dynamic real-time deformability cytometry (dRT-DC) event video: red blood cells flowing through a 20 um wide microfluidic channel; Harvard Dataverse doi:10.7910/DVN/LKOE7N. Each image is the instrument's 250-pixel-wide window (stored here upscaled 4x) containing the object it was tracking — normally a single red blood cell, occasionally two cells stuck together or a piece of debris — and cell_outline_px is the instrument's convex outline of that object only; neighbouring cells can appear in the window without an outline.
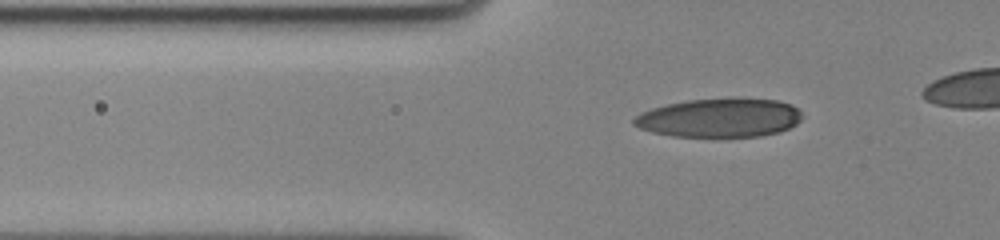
{"species": "human", "species_latin": "Homo sapiens", "temperature_condition": "cold", "stored_images_in_passage": 51, "camera_frame_rate_fps": 3000, "um_per_image_px": 0.085, "donor": {"sex": "female"}, "frame": {"image": 1, "passage_image": 17, "time_ms": 5.333, "image_size_px": [1000, 240], "cell_outline_px": [[804, 116], [796, 124], [780, 132], [760, 136], [672, 136], [652, 132], [640, 128], [632, 124], [632, 120], [640, 112], [652, 108], [668, 104], [688, 100], [776, 100], [792, 104]], "centroid_in_image_um": [61.14, 10.04], "position_along_channel_um": 64.7, "area_um2": 37.34}}
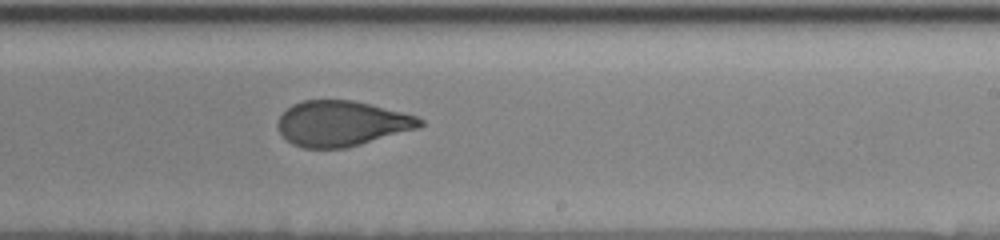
{"frame": {"image": 2, "passage_image": 35, "time_ms": 11.333, "image_size_px": [1000, 240], "cell_outline_px": [[424, 124], [420, 128], [360, 144], [344, 148], [304, 148], [292, 144], [280, 132], [276, 124], [280, 116], [292, 104], [304, 100], [352, 100], [416, 116], [424, 120]], "centroid_in_image_um": [29.04, 10.5], "position_along_channel_um": 260.0, "area_um2": 37.28}}
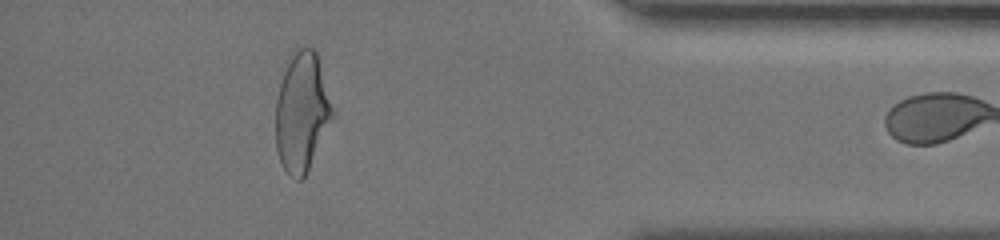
{"frame": {"image": 3, "passage_image": 50, "time_ms": 16.333, "image_size_px": [1000, 240], "cell_outline_px": [[332, 120], [304, 176], [300, 180], [296, 180], [288, 176], [280, 160], [276, 148], [276, 100], [284, 60], [296, 48], [316, 48], [332, 108]], "centroid_in_image_um": [25.61, 9.46], "position_along_channel_um": 409.6, "area_um2": 39.48}}